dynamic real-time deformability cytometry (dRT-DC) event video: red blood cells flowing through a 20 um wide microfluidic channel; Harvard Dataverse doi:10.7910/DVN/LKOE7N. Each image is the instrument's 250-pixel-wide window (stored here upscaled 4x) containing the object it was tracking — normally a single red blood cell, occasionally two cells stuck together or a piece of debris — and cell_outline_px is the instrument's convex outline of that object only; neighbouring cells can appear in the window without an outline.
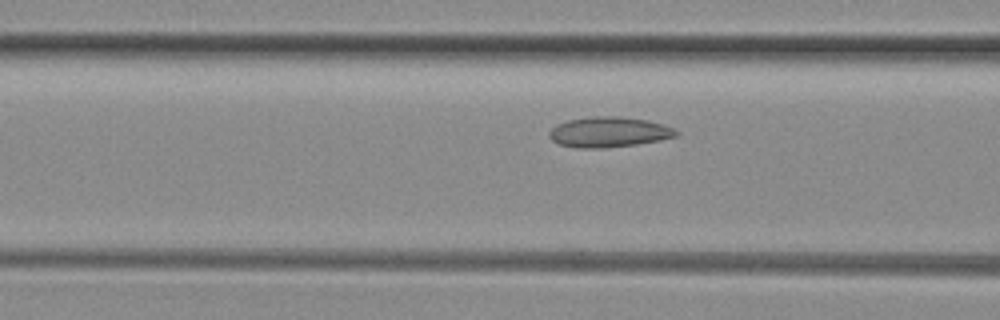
{"species": "common noctule bat (a hibernating species)", "species_latin": "Nyctalus noctula", "temperature_condition": "room temperature", "stored_images_in_passage": 48, "camera_frame_rate_fps": 3000, "um_per_image_px": 0.085, "animal": {"sex": "female", "body_mass_g": 29.2, "forearm_length_mm": 56.3}, "frame": {"image": 1, "passage_image": 17, "time_ms": 5.333, "image_size_px": [1000, 320], "cell_outline_px": [[680, 132], [676, 136], [660, 140], [636, 144], [600, 148], [580, 148], [560, 144], [552, 140], [548, 136], [548, 132], [556, 124], [568, 120], [592, 116], [620, 116], [648, 120], [664, 124]], "centroid_in_image_um": [51.75, 11.21], "position_along_channel_um": 114.8, "area_um2": 22.43}}
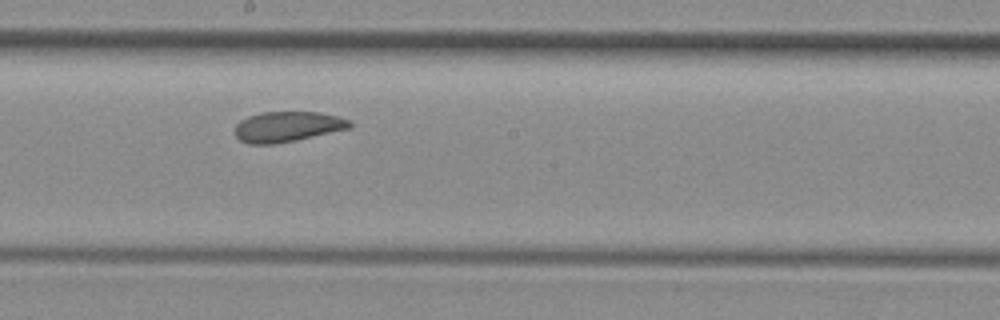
{"frame": {"image": 2, "passage_image": 25, "time_ms": 8.0, "image_size_px": [1000, 320], "cell_outline_px": [[352, 128], [272, 144], [248, 144], [240, 140], [232, 132], [236, 124], [240, 120], [248, 116], [260, 112], [320, 112], [340, 116], [352, 120]], "centroid_in_image_um": [24.42, 10.75], "position_along_channel_um": 223.8, "area_um2": 20.46}}
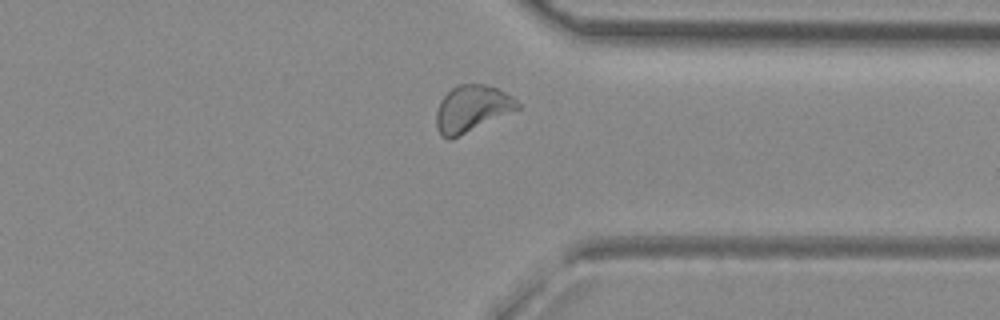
{"frame": {"image": 3, "passage_image": 36, "time_ms": 11.667, "image_size_px": [1000, 320], "cell_outline_px": [[520, 108], [448, 140], [440, 136], [436, 128], [436, 112], [440, 100], [456, 84], [484, 84], [496, 88], [512, 96], [520, 104]], "centroid_in_image_um": [40.07, 9.22], "position_along_channel_um": 371.3, "area_um2": 21.73}, "authors_computed_cell_mechanics": {"area_um2": 22.0796, "velocity_mm_per_s": 4.0963, "shape_relaxation_time_tau1_ms": 7.2833, "shape_relaxation_time_tau2_ms": 3.5159, "deformation_change_tau1": 0.1243, "deformation_change_tau2": 0.0944}}